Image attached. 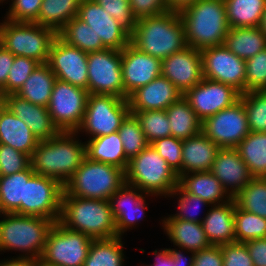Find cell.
<instances>
[{"label": "cell", "instance_id": "12", "mask_svg": "<svg viewBox=\"0 0 266 266\" xmlns=\"http://www.w3.org/2000/svg\"><path fill=\"white\" fill-rule=\"evenodd\" d=\"M89 96L88 90L56 80L47 109L60 132H76Z\"/></svg>", "mask_w": 266, "mask_h": 266}, {"label": "cell", "instance_id": "30", "mask_svg": "<svg viewBox=\"0 0 266 266\" xmlns=\"http://www.w3.org/2000/svg\"><path fill=\"white\" fill-rule=\"evenodd\" d=\"M86 157L90 160L113 165L126 170L128 159L125 156L119 133H111L85 141Z\"/></svg>", "mask_w": 266, "mask_h": 266}, {"label": "cell", "instance_id": "38", "mask_svg": "<svg viewBox=\"0 0 266 266\" xmlns=\"http://www.w3.org/2000/svg\"><path fill=\"white\" fill-rule=\"evenodd\" d=\"M81 0H42L38 25L53 29L56 33L78 14Z\"/></svg>", "mask_w": 266, "mask_h": 266}, {"label": "cell", "instance_id": "58", "mask_svg": "<svg viewBox=\"0 0 266 266\" xmlns=\"http://www.w3.org/2000/svg\"><path fill=\"white\" fill-rule=\"evenodd\" d=\"M0 266H35V259L13 256L0 260Z\"/></svg>", "mask_w": 266, "mask_h": 266}, {"label": "cell", "instance_id": "17", "mask_svg": "<svg viewBox=\"0 0 266 266\" xmlns=\"http://www.w3.org/2000/svg\"><path fill=\"white\" fill-rule=\"evenodd\" d=\"M87 56V52L67 44L56 36L50 47L47 64L58 80L87 90Z\"/></svg>", "mask_w": 266, "mask_h": 266}, {"label": "cell", "instance_id": "63", "mask_svg": "<svg viewBox=\"0 0 266 266\" xmlns=\"http://www.w3.org/2000/svg\"><path fill=\"white\" fill-rule=\"evenodd\" d=\"M5 107V96L0 92V114Z\"/></svg>", "mask_w": 266, "mask_h": 266}, {"label": "cell", "instance_id": "19", "mask_svg": "<svg viewBox=\"0 0 266 266\" xmlns=\"http://www.w3.org/2000/svg\"><path fill=\"white\" fill-rule=\"evenodd\" d=\"M146 196L157 198V196L148 195L125 182L109 198L117 236L123 237L125 232L135 229L139 225V221L144 219L145 210L149 209Z\"/></svg>", "mask_w": 266, "mask_h": 266}, {"label": "cell", "instance_id": "11", "mask_svg": "<svg viewBox=\"0 0 266 266\" xmlns=\"http://www.w3.org/2000/svg\"><path fill=\"white\" fill-rule=\"evenodd\" d=\"M92 241L57 221L48 234L41 259L57 266H83Z\"/></svg>", "mask_w": 266, "mask_h": 266}, {"label": "cell", "instance_id": "6", "mask_svg": "<svg viewBox=\"0 0 266 266\" xmlns=\"http://www.w3.org/2000/svg\"><path fill=\"white\" fill-rule=\"evenodd\" d=\"M178 179L177 173L150 144L128 161L125 170L126 183L157 197L167 198L178 186Z\"/></svg>", "mask_w": 266, "mask_h": 266}, {"label": "cell", "instance_id": "13", "mask_svg": "<svg viewBox=\"0 0 266 266\" xmlns=\"http://www.w3.org/2000/svg\"><path fill=\"white\" fill-rule=\"evenodd\" d=\"M64 186L56 179L34 173L25 181L24 201L20 215L44 217L59 221Z\"/></svg>", "mask_w": 266, "mask_h": 266}, {"label": "cell", "instance_id": "57", "mask_svg": "<svg viewBox=\"0 0 266 266\" xmlns=\"http://www.w3.org/2000/svg\"><path fill=\"white\" fill-rule=\"evenodd\" d=\"M170 251V266H193L194 262V252L189 251L190 255L185 256L186 250L177 249L176 247L168 248ZM185 251V253H183Z\"/></svg>", "mask_w": 266, "mask_h": 266}, {"label": "cell", "instance_id": "48", "mask_svg": "<svg viewBox=\"0 0 266 266\" xmlns=\"http://www.w3.org/2000/svg\"><path fill=\"white\" fill-rule=\"evenodd\" d=\"M150 145L157 151L161 158L167 161V164L177 173L179 178L181 176L183 140L168 136L157 139Z\"/></svg>", "mask_w": 266, "mask_h": 266}, {"label": "cell", "instance_id": "43", "mask_svg": "<svg viewBox=\"0 0 266 266\" xmlns=\"http://www.w3.org/2000/svg\"><path fill=\"white\" fill-rule=\"evenodd\" d=\"M149 144L160 138L171 136L166 110H148L134 113Z\"/></svg>", "mask_w": 266, "mask_h": 266}, {"label": "cell", "instance_id": "25", "mask_svg": "<svg viewBox=\"0 0 266 266\" xmlns=\"http://www.w3.org/2000/svg\"><path fill=\"white\" fill-rule=\"evenodd\" d=\"M203 214V230L211 245H223L235 242L234 212L235 201L220 205H211Z\"/></svg>", "mask_w": 266, "mask_h": 266}, {"label": "cell", "instance_id": "26", "mask_svg": "<svg viewBox=\"0 0 266 266\" xmlns=\"http://www.w3.org/2000/svg\"><path fill=\"white\" fill-rule=\"evenodd\" d=\"M220 149L202 131L198 135L183 140L181 175L210 171Z\"/></svg>", "mask_w": 266, "mask_h": 266}, {"label": "cell", "instance_id": "18", "mask_svg": "<svg viewBox=\"0 0 266 266\" xmlns=\"http://www.w3.org/2000/svg\"><path fill=\"white\" fill-rule=\"evenodd\" d=\"M77 17L93 29L106 49L122 51L130 43V33L94 0H81Z\"/></svg>", "mask_w": 266, "mask_h": 266}, {"label": "cell", "instance_id": "20", "mask_svg": "<svg viewBox=\"0 0 266 266\" xmlns=\"http://www.w3.org/2000/svg\"><path fill=\"white\" fill-rule=\"evenodd\" d=\"M162 60L146 54L131 42L122 50V76L125 99L161 75Z\"/></svg>", "mask_w": 266, "mask_h": 266}, {"label": "cell", "instance_id": "21", "mask_svg": "<svg viewBox=\"0 0 266 266\" xmlns=\"http://www.w3.org/2000/svg\"><path fill=\"white\" fill-rule=\"evenodd\" d=\"M161 67V75L182 94L203 79L201 52L190 46L162 59Z\"/></svg>", "mask_w": 266, "mask_h": 266}, {"label": "cell", "instance_id": "2", "mask_svg": "<svg viewBox=\"0 0 266 266\" xmlns=\"http://www.w3.org/2000/svg\"><path fill=\"white\" fill-rule=\"evenodd\" d=\"M130 42L140 51L159 59H165L186 47L185 26L179 12L137 20Z\"/></svg>", "mask_w": 266, "mask_h": 266}, {"label": "cell", "instance_id": "10", "mask_svg": "<svg viewBox=\"0 0 266 266\" xmlns=\"http://www.w3.org/2000/svg\"><path fill=\"white\" fill-rule=\"evenodd\" d=\"M121 60L122 51L114 49L88 53L89 94L113 95L125 99Z\"/></svg>", "mask_w": 266, "mask_h": 266}, {"label": "cell", "instance_id": "16", "mask_svg": "<svg viewBox=\"0 0 266 266\" xmlns=\"http://www.w3.org/2000/svg\"><path fill=\"white\" fill-rule=\"evenodd\" d=\"M240 96L241 93L231 85L204 77L201 82L183 94L201 122L231 106L240 99Z\"/></svg>", "mask_w": 266, "mask_h": 266}, {"label": "cell", "instance_id": "61", "mask_svg": "<svg viewBox=\"0 0 266 266\" xmlns=\"http://www.w3.org/2000/svg\"><path fill=\"white\" fill-rule=\"evenodd\" d=\"M259 27L262 30V32L266 35V9L263 13Z\"/></svg>", "mask_w": 266, "mask_h": 266}, {"label": "cell", "instance_id": "54", "mask_svg": "<svg viewBox=\"0 0 266 266\" xmlns=\"http://www.w3.org/2000/svg\"><path fill=\"white\" fill-rule=\"evenodd\" d=\"M193 266H223L221 245H211L195 252Z\"/></svg>", "mask_w": 266, "mask_h": 266}, {"label": "cell", "instance_id": "60", "mask_svg": "<svg viewBox=\"0 0 266 266\" xmlns=\"http://www.w3.org/2000/svg\"><path fill=\"white\" fill-rule=\"evenodd\" d=\"M197 0H167L168 10L180 12L186 7L192 5Z\"/></svg>", "mask_w": 266, "mask_h": 266}, {"label": "cell", "instance_id": "1", "mask_svg": "<svg viewBox=\"0 0 266 266\" xmlns=\"http://www.w3.org/2000/svg\"><path fill=\"white\" fill-rule=\"evenodd\" d=\"M80 137L76 132H60L56 137L39 141L30 156V167L64 186L86 157L85 142Z\"/></svg>", "mask_w": 266, "mask_h": 266}, {"label": "cell", "instance_id": "52", "mask_svg": "<svg viewBox=\"0 0 266 266\" xmlns=\"http://www.w3.org/2000/svg\"><path fill=\"white\" fill-rule=\"evenodd\" d=\"M223 266H254L245 243L233 242L221 245Z\"/></svg>", "mask_w": 266, "mask_h": 266}, {"label": "cell", "instance_id": "28", "mask_svg": "<svg viewBox=\"0 0 266 266\" xmlns=\"http://www.w3.org/2000/svg\"><path fill=\"white\" fill-rule=\"evenodd\" d=\"M178 185L185 192L199 196L210 206L224 204L232 199L210 171L183 174L178 179Z\"/></svg>", "mask_w": 266, "mask_h": 266}, {"label": "cell", "instance_id": "45", "mask_svg": "<svg viewBox=\"0 0 266 266\" xmlns=\"http://www.w3.org/2000/svg\"><path fill=\"white\" fill-rule=\"evenodd\" d=\"M170 197H176L178 199V210L175 214H170L174 219L202 223L204 217H198V215H201L199 214V210L205 206L210 207L209 203L201 199L199 196L185 192L179 185L170 193L168 198Z\"/></svg>", "mask_w": 266, "mask_h": 266}, {"label": "cell", "instance_id": "9", "mask_svg": "<svg viewBox=\"0 0 266 266\" xmlns=\"http://www.w3.org/2000/svg\"><path fill=\"white\" fill-rule=\"evenodd\" d=\"M130 113L128 99L113 95L89 94L83 120L76 130L92 139L118 132ZM88 135V136H87Z\"/></svg>", "mask_w": 266, "mask_h": 266}, {"label": "cell", "instance_id": "34", "mask_svg": "<svg viewBox=\"0 0 266 266\" xmlns=\"http://www.w3.org/2000/svg\"><path fill=\"white\" fill-rule=\"evenodd\" d=\"M123 237L93 239L83 266H125Z\"/></svg>", "mask_w": 266, "mask_h": 266}, {"label": "cell", "instance_id": "55", "mask_svg": "<svg viewBox=\"0 0 266 266\" xmlns=\"http://www.w3.org/2000/svg\"><path fill=\"white\" fill-rule=\"evenodd\" d=\"M254 266H266V237L245 242Z\"/></svg>", "mask_w": 266, "mask_h": 266}, {"label": "cell", "instance_id": "47", "mask_svg": "<svg viewBox=\"0 0 266 266\" xmlns=\"http://www.w3.org/2000/svg\"><path fill=\"white\" fill-rule=\"evenodd\" d=\"M245 62V93L266 90V48Z\"/></svg>", "mask_w": 266, "mask_h": 266}, {"label": "cell", "instance_id": "15", "mask_svg": "<svg viewBox=\"0 0 266 266\" xmlns=\"http://www.w3.org/2000/svg\"><path fill=\"white\" fill-rule=\"evenodd\" d=\"M203 77L245 93L246 62L224 45L200 50Z\"/></svg>", "mask_w": 266, "mask_h": 266}, {"label": "cell", "instance_id": "53", "mask_svg": "<svg viewBox=\"0 0 266 266\" xmlns=\"http://www.w3.org/2000/svg\"><path fill=\"white\" fill-rule=\"evenodd\" d=\"M132 13L137 20L168 12L167 0H129Z\"/></svg>", "mask_w": 266, "mask_h": 266}, {"label": "cell", "instance_id": "24", "mask_svg": "<svg viewBox=\"0 0 266 266\" xmlns=\"http://www.w3.org/2000/svg\"><path fill=\"white\" fill-rule=\"evenodd\" d=\"M5 105L30 128L39 141L51 139L60 133L47 107L35 105L16 94L5 95Z\"/></svg>", "mask_w": 266, "mask_h": 266}, {"label": "cell", "instance_id": "40", "mask_svg": "<svg viewBox=\"0 0 266 266\" xmlns=\"http://www.w3.org/2000/svg\"><path fill=\"white\" fill-rule=\"evenodd\" d=\"M233 199L239 209L266 219V177H253Z\"/></svg>", "mask_w": 266, "mask_h": 266}, {"label": "cell", "instance_id": "32", "mask_svg": "<svg viewBox=\"0 0 266 266\" xmlns=\"http://www.w3.org/2000/svg\"><path fill=\"white\" fill-rule=\"evenodd\" d=\"M56 80L50 66L47 63L40 64L30 74L16 95L35 105L47 107Z\"/></svg>", "mask_w": 266, "mask_h": 266}, {"label": "cell", "instance_id": "41", "mask_svg": "<svg viewBox=\"0 0 266 266\" xmlns=\"http://www.w3.org/2000/svg\"><path fill=\"white\" fill-rule=\"evenodd\" d=\"M235 242L245 243L266 237V219L254 213L239 209L234 212Z\"/></svg>", "mask_w": 266, "mask_h": 266}, {"label": "cell", "instance_id": "35", "mask_svg": "<svg viewBox=\"0 0 266 266\" xmlns=\"http://www.w3.org/2000/svg\"><path fill=\"white\" fill-rule=\"evenodd\" d=\"M35 172L31 167L12 175L0 176V214H20L21 201H24L25 181Z\"/></svg>", "mask_w": 266, "mask_h": 266}, {"label": "cell", "instance_id": "29", "mask_svg": "<svg viewBox=\"0 0 266 266\" xmlns=\"http://www.w3.org/2000/svg\"><path fill=\"white\" fill-rule=\"evenodd\" d=\"M39 140L30 128L6 107L0 114V144L8 145L29 156Z\"/></svg>", "mask_w": 266, "mask_h": 266}, {"label": "cell", "instance_id": "5", "mask_svg": "<svg viewBox=\"0 0 266 266\" xmlns=\"http://www.w3.org/2000/svg\"><path fill=\"white\" fill-rule=\"evenodd\" d=\"M59 222L92 239L117 236L109 200L74 197L63 191Z\"/></svg>", "mask_w": 266, "mask_h": 266}, {"label": "cell", "instance_id": "64", "mask_svg": "<svg viewBox=\"0 0 266 266\" xmlns=\"http://www.w3.org/2000/svg\"><path fill=\"white\" fill-rule=\"evenodd\" d=\"M3 2L5 3L6 0H0V4H2V6H3Z\"/></svg>", "mask_w": 266, "mask_h": 266}, {"label": "cell", "instance_id": "42", "mask_svg": "<svg viewBox=\"0 0 266 266\" xmlns=\"http://www.w3.org/2000/svg\"><path fill=\"white\" fill-rule=\"evenodd\" d=\"M118 133L128 160L137 156L149 145L134 114L129 113L126 116L121 123Z\"/></svg>", "mask_w": 266, "mask_h": 266}, {"label": "cell", "instance_id": "44", "mask_svg": "<svg viewBox=\"0 0 266 266\" xmlns=\"http://www.w3.org/2000/svg\"><path fill=\"white\" fill-rule=\"evenodd\" d=\"M251 132L266 133V90L241 94Z\"/></svg>", "mask_w": 266, "mask_h": 266}, {"label": "cell", "instance_id": "4", "mask_svg": "<svg viewBox=\"0 0 266 266\" xmlns=\"http://www.w3.org/2000/svg\"><path fill=\"white\" fill-rule=\"evenodd\" d=\"M0 218L1 253L14 251L17 257L41 258L54 220L16 213H1Z\"/></svg>", "mask_w": 266, "mask_h": 266}, {"label": "cell", "instance_id": "8", "mask_svg": "<svg viewBox=\"0 0 266 266\" xmlns=\"http://www.w3.org/2000/svg\"><path fill=\"white\" fill-rule=\"evenodd\" d=\"M1 21L0 39L7 51L14 56L34 59L40 64L48 63L50 47L57 36L53 29L37 23Z\"/></svg>", "mask_w": 266, "mask_h": 266}, {"label": "cell", "instance_id": "33", "mask_svg": "<svg viewBox=\"0 0 266 266\" xmlns=\"http://www.w3.org/2000/svg\"><path fill=\"white\" fill-rule=\"evenodd\" d=\"M166 114L170 122L171 136L186 140L201 132L202 122L183 96L166 109Z\"/></svg>", "mask_w": 266, "mask_h": 266}, {"label": "cell", "instance_id": "14", "mask_svg": "<svg viewBox=\"0 0 266 266\" xmlns=\"http://www.w3.org/2000/svg\"><path fill=\"white\" fill-rule=\"evenodd\" d=\"M201 131L220 148H235L250 133L242 100L206 118Z\"/></svg>", "mask_w": 266, "mask_h": 266}, {"label": "cell", "instance_id": "39", "mask_svg": "<svg viewBox=\"0 0 266 266\" xmlns=\"http://www.w3.org/2000/svg\"><path fill=\"white\" fill-rule=\"evenodd\" d=\"M57 36L67 44L87 53L106 49L101 38L96 36L93 29L77 16L68 21L57 32Z\"/></svg>", "mask_w": 266, "mask_h": 266}, {"label": "cell", "instance_id": "59", "mask_svg": "<svg viewBox=\"0 0 266 266\" xmlns=\"http://www.w3.org/2000/svg\"><path fill=\"white\" fill-rule=\"evenodd\" d=\"M155 262L151 266H170V251L168 248H162L161 250H154Z\"/></svg>", "mask_w": 266, "mask_h": 266}, {"label": "cell", "instance_id": "3", "mask_svg": "<svg viewBox=\"0 0 266 266\" xmlns=\"http://www.w3.org/2000/svg\"><path fill=\"white\" fill-rule=\"evenodd\" d=\"M179 14L188 46L203 50L223 45L229 30L225 0H197Z\"/></svg>", "mask_w": 266, "mask_h": 266}, {"label": "cell", "instance_id": "22", "mask_svg": "<svg viewBox=\"0 0 266 266\" xmlns=\"http://www.w3.org/2000/svg\"><path fill=\"white\" fill-rule=\"evenodd\" d=\"M210 172L220 181L231 198H234L253 178L235 148H221Z\"/></svg>", "mask_w": 266, "mask_h": 266}, {"label": "cell", "instance_id": "23", "mask_svg": "<svg viewBox=\"0 0 266 266\" xmlns=\"http://www.w3.org/2000/svg\"><path fill=\"white\" fill-rule=\"evenodd\" d=\"M183 94L166 77L160 75L140 87L128 97L130 113L148 110H166Z\"/></svg>", "mask_w": 266, "mask_h": 266}, {"label": "cell", "instance_id": "37", "mask_svg": "<svg viewBox=\"0 0 266 266\" xmlns=\"http://www.w3.org/2000/svg\"><path fill=\"white\" fill-rule=\"evenodd\" d=\"M235 149L253 177H266V133L250 131Z\"/></svg>", "mask_w": 266, "mask_h": 266}, {"label": "cell", "instance_id": "51", "mask_svg": "<svg viewBox=\"0 0 266 266\" xmlns=\"http://www.w3.org/2000/svg\"><path fill=\"white\" fill-rule=\"evenodd\" d=\"M130 34L133 32L137 19L132 13L129 0H94Z\"/></svg>", "mask_w": 266, "mask_h": 266}, {"label": "cell", "instance_id": "46", "mask_svg": "<svg viewBox=\"0 0 266 266\" xmlns=\"http://www.w3.org/2000/svg\"><path fill=\"white\" fill-rule=\"evenodd\" d=\"M39 65L40 63L34 59L15 56L6 82V95L16 94Z\"/></svg>", "mask_w": 266, "mask_h": 266}, {"label": "cell", "instance_id": "49", "mask_svg": "<svg viewBox=\"0 0 266 266\" xmlns=\"http://www.w3.org/2000/svg\"><path fill=\"white\" fill-rule=\"evenodd\" d=\"M9 2L8 11L4 18L12 22L35 23L38 20V14L42 0H6Z\"/></svg>", "mask_w": 266, "mask_h": 266}, {"label": "cell", "instance_id": "31", "mask_svg": "<svg viewBox=\"0 0 266 266\" xmlns=\"http://www.w3.org/2000/svg\"><path fill=\"white\" fill-rule=\"evenodd\" d=\"M223 45L246 61L266 48V35L259 26L229 28Z\"/></svg>", "mask_w": 266, "mask_h": 266}, {"label": "cell", "instance_id": "56", "mask_svg": "<svg viewBox=\"0 0 266 266\" xmlns=\"http://www.w3.org/2000/svg\"><path fill=\"white\" fill-rule=\"evenodd\" d=\"M15 56L3 46L0 48V92L6 95V82Z\"/></svg>", "mask_w": 266, "mask_h": 266}, {"label": "cell", "instance_id": "50", "mask_svg": "<svg viewBox=\"0 0 266 266\" xmlns=\"http://www.w3.org/2000/svg\"><path fill=\"white\" fill-rule=\"evenodd\" d=\"M29 167V155L8 145L0 144V176L12 175Z\"/></svg>", "mask_w": 266, "mask_h": 266}, {"label": "cell", "instance_id": "7", "mask_svg": "<svg viewBox=\"0 0 266 266\" xmlns=\"http://www.w3.org/2000/svg\"><path fill=\"white\" fill-rule=\"evenodd\" d=\"M125 182L124 170L85 157L65 183L64 192L74 197L109 200Z\"/></svg>", "mask_w": 266, "mask_h": 266}, {"label": "cell", "instance_id": "27", "mask_svg": "<svg viewBox=\"0 0 266 266\" xmlns=\"http://www.w3.org/2000/svg\"><path fill=\"white\" fill-rule=\"evenodd\" d=\"M161 223L164 234L177 248L195 253L211 246L201 223L174 219L171 215L161 219Z\"/></svg>", "mask_w": 266, "mask_h": 266}, {"label": "cell", "instance_id": "36", "mask_svg": "<svg viewBox=\"0 0 266 266\" xmlns=\"http://www.w3.org/2000/svg\"><path fill=\"white\" fill-rule=\"evenodd\" d=\"M229 28L257 27L266 9V0H225Z\"/></svg>", "mask_w": 266, "mask_h": 266}, {"label": "cell", "instance_id": "65", "mask_svg": "<svg viewBox=\"0 0 266 266\" xmlns=\"http://www.w3.org/2000/svg\"><path fill=\"white\" fill-rule=\"evenodd\" d=\"M141 265H142V266H151V265H149V264H147V263H146V265H145V264H143V263H142Z\"/></svg>", "mask_w": 266, "mask_h": 266}, {"label": "cell", "instance_id": "62", "mask_svg": "<svg viewBox=\"0 0 266 266\" xmlns=\"http://www.w3.org/2000/svg\"><path fill=\"white\" fill-rule=\"evenodd\" d=\"M35 266H57L50 263L45 262L41 258L35 259Z\"/></svg>", "mask_w": 266, "mask_h": 266}]
</instances>
